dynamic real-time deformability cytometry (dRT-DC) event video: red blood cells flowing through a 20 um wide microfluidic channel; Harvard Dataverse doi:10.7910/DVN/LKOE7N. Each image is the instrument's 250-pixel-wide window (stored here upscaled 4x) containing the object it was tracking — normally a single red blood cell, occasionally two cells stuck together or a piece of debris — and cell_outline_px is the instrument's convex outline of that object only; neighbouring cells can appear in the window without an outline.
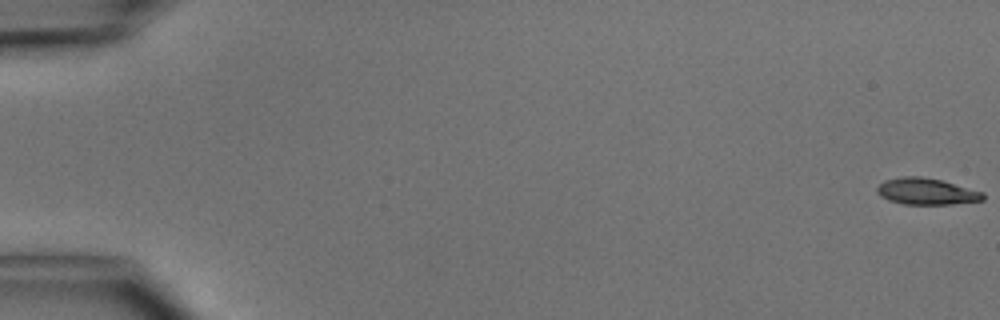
{"species": "common noctule bat (a hibernating species)", "species_latin": "Nyctalus noctula", "temperature_condition": "cold", "stored_images_in_passage": 50, "camera_frame_rate_fps": 3000, "um_per_image_px": 0.085, "animal": {"sex": "male", "body_mass_g": 15.6}, "frame": {"image": 1, "passage_image": 1, "time_ms": 0.0, "image_size_px": [1000, 320], "cell_outline_px": [[984, 200], [948, 204], [904, 204], [880, 196], [876, 188], [880, 184], [888, 180], [904, 176], [916, 176], [940, 180], [980, 192], [984, 196]], "centroid_in_image_um": [78.72, 16.28], "position_along_channel_um": 6.3, "area_um2": 15.66}}
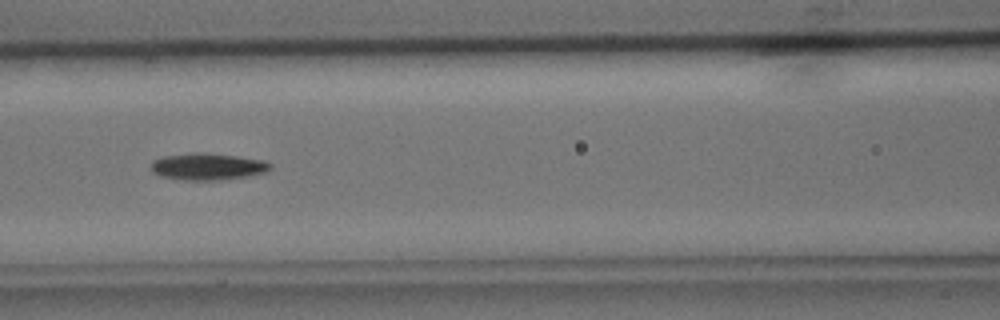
{"frame": {"image": 2, "passage_image": 23, "time_ms": 7.333, "image_size_px": [1000, 320], "cell_outline_px": [[272, 168], [264, 172], [244, 176], [208, 180], [192, 180], [164, 176], [156, 172], [152, 168], [152, 164], [156, 160], [168, 156], [232, 156], [260, 160], [272, 164]], "centroid_in_image_um": [17.74, 14.21], "position_along_channel_um": 148.9, "area_um2": 16.53}}
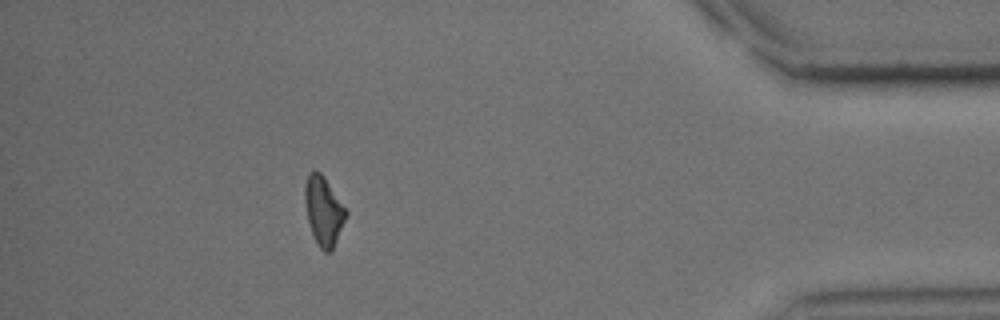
{"frame": {"image": 3, "passage_image": 45, "time_ms": 14.667, "image_size_px": [1000, 320], "cell_outline_px": [[348, 216], [332, 252], [324, 252], [320, 248], [312, 232], [308, 220], [304, 200], [304, 188], [308, 172], [316, 168], [324, 176], [348, 212]], "centroid_in_image_um": [27.52, 17.91], "position_along_channel_um": 407.7, "area_um2": 16.7}, "authors_computed_cell_mechanics": {"area_um2": 16.5597, "velocity_mm_per_s": 4.1319, "shape_relaxation_time_tau1_ms": 2.7459, "shape_relaxation_time_tau2_ms": null, "deformation_change_tau1": 0.1447, "deformation_change_tau2": null}}